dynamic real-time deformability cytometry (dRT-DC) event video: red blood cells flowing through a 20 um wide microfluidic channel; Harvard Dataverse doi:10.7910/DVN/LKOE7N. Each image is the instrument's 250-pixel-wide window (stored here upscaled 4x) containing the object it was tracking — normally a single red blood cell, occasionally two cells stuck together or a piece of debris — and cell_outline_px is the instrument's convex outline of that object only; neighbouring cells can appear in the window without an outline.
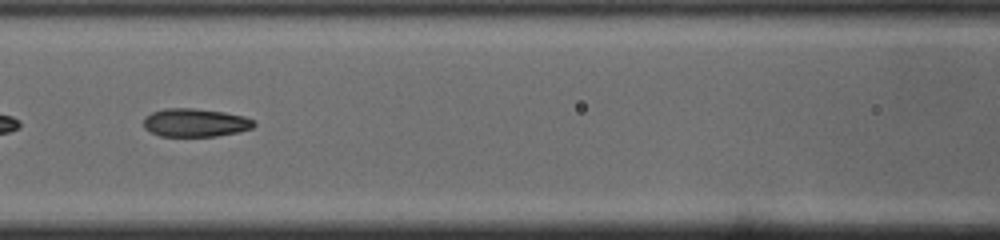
{"species": "common noctule bat (a hibernating species)", "species_latin": "Nyctalus noctula", "temperature_condition": "cold", "stored_images_in_passage": 43, "segment_of_instrument_passage": [2, 2], "camera_frame_rate_fps": 3000, "um_per_image_px": 0.085, "animal": {"sex": "male", "body_mass_g": 19.0, "forearm_length_mm": 50.8}, "frame": {"image": 1, "passage_image": 21, "time_ms": 6.667, "image_size_px": [1000, 240], "cell_outline_px": [[256, 124], [252, 128], [236, 132], [216, 136], [160, 136], [144, 128], [144, 120], [152, 112], [168, 108], [192, 108], [224, 112], [244, 116], [256, 120]], "centroid_in_image_um": [16.63, 10.42], "position_along_channel_um": 150.0, "area_um2": 18.03}}
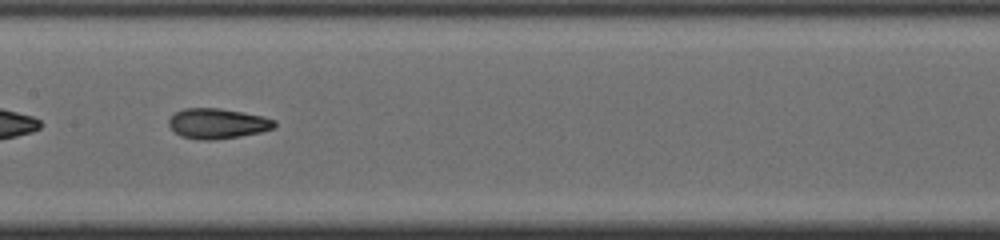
{"frame": {"image": 2, "passage_image": 24, "time_ms": 7.667, "image_size_px": [1000, 240], "cell_outline_px": [[276, 124], [272, 128], [260, 132], [240, 136], [212, 140], [196, 140], [180, 136], [168, 124], [168, 120], [176, 112], [184, 108], [220, 108], [264, 116], [276, 120]], "centroid_in_image_um": [18.48, 10.5], "position_along_channel_um": 188.9, "area_um2": 18.61}}
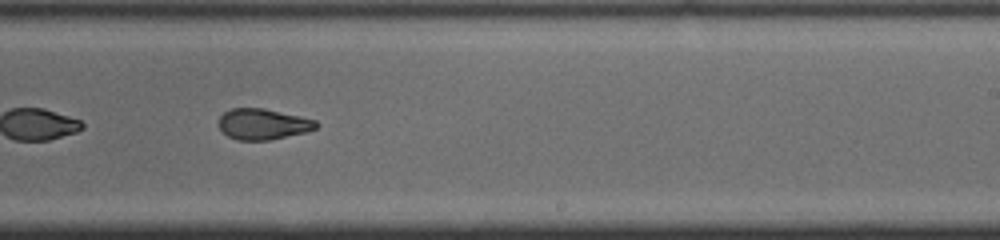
{"frame": {"image": 3, "passage_image": 30, "time_ms": 9.667, "image_size_px": [1000, 240], "cell_outline_px": [[320, 124], [316, 128], [304, 132], [268, 140], [236, 140], [228, 136], [220, 128], [220, 116], [224, 112], [232, 108], [264, 108], [300, 116], [316, 120]], "centroid_in_image_um": [22.36, 10.54], "position_along_channel_um": 266.6, "area_um2": 17.34}}